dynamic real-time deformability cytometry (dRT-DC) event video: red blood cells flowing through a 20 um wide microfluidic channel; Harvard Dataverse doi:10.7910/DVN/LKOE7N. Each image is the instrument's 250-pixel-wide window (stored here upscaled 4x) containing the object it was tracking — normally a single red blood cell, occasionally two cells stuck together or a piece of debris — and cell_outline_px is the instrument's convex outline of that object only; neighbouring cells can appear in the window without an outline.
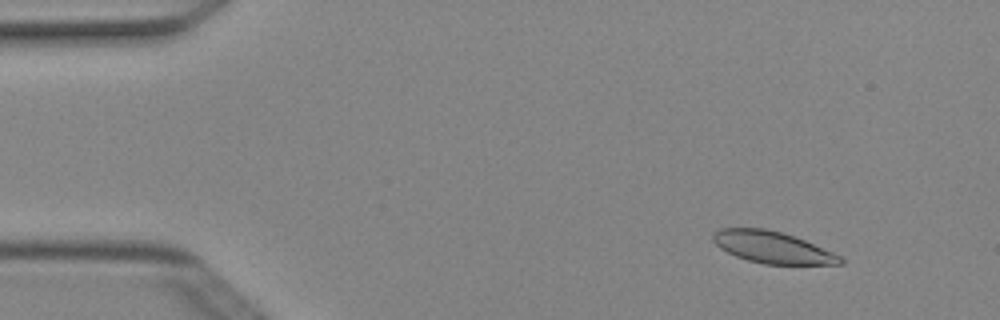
{"species": "Egyptian fruit bat (a non-hibernating species)", "species_latin": "Rousettus aegyptiacus", "temperature_condition": "cold", "stored_images_in_passage": 5, "camera_frame_rate_fps": 3000, "um_per_image_px": 0.085, "animal": {"sex": "female"}, "frame": {"image": 1, "passage_image": 2, "time_ms": 0.333, "image_size_px": [1000, 320], "cell_outline_px": [[844, 264], [764, 264], [748, 260], [736, 256], [720, 248], [712, 240], [712, 236], [720, 228], [764, 228], [780, 232], [804, 240], [832, 252], [840, 256], [844, 260]], "centroid_in_image_um": [65.64, 21.02], "position_along_channel_um": 19.4, "area_um2": 23.18}}
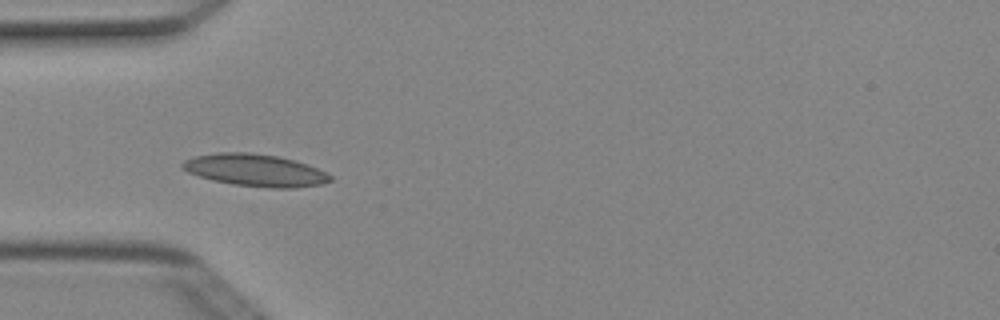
{"frame": {"image": 2, "passage_image": 5, "time_ms": 1.333, "image_size_px": [1000, 320], "cell_outline_px": [[332, 180], [320, 184], [292, 188], [272, 188], [232, 184], [212, 180], [188, 172], [180, 168], [180, 164], [184, 160], [192, 156], [216, 152], [252, 152], [280, 156], [308, 164], [332, 176]], "centroid_in_image_um": [21.64, 14.45], "position_along_channel_um": 63.4, "area_um2": 27.92}}